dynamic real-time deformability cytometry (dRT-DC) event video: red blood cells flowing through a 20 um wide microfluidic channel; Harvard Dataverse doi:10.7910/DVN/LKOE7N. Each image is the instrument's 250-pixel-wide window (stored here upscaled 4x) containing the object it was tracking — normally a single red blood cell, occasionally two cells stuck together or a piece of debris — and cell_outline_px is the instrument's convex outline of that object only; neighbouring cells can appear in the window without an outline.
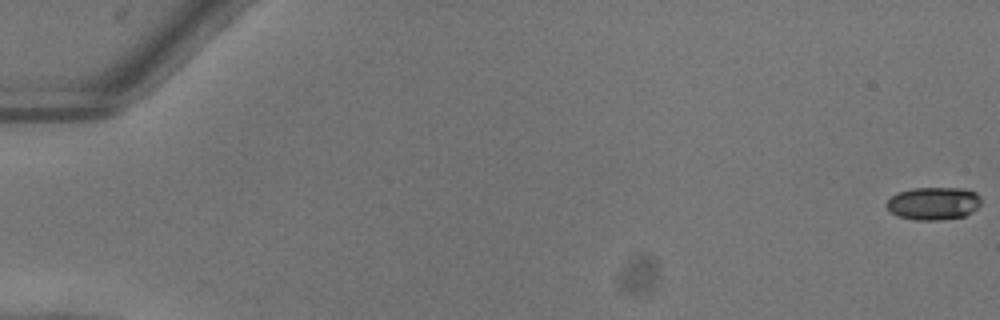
{"species": "common noctule bat (a hibernating species)", "species_latin": "Nyctalus noctula", "temperature_condition": "warm", "stored_images_in_passage": 53, "camera_frame_rate_fps": 3000, "um_per_image_px": 0.085, "animal": {"sex": "female"}, "frame": {"image": 1, "passage_image": 1, "time_ms": 0.0, "image_size_px": [1000, 320], "cell_outline_px": [[980, 204], [972, 212], [964, 216], [940, 220], [916, 220], [900, 216], [892, 212], [884, 204], [896, 192], [912, 188], [964, 188], [976, 192], [980, 196]], "centroid_in_image_um": [79.35, 17.28], "position_along_channel_um": 5.7, "area_um2": 18.09}}
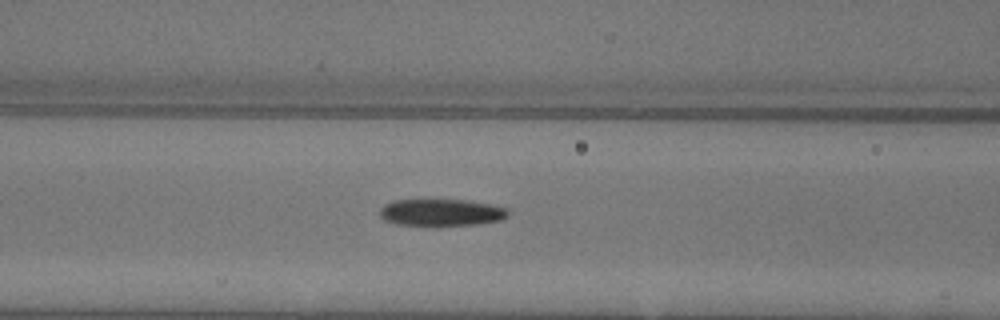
{"frame": {"image": 2, "passage_image": 24, "time_ms": 7.667, "image_size_px": [1000, 320], "cell_outline_px": [[508, 216], [500, 220], [476, 224], [396, 224], [384, 220], [380, 216], [380, 208], [384, 204], [392, 200], [468, 200], [492, 204], [504, 208], [508, 212]], "centroid_in_image_um": [37.48, 18.03], "position_along_channel_um": 129.1, "area_um2": 19.71}}
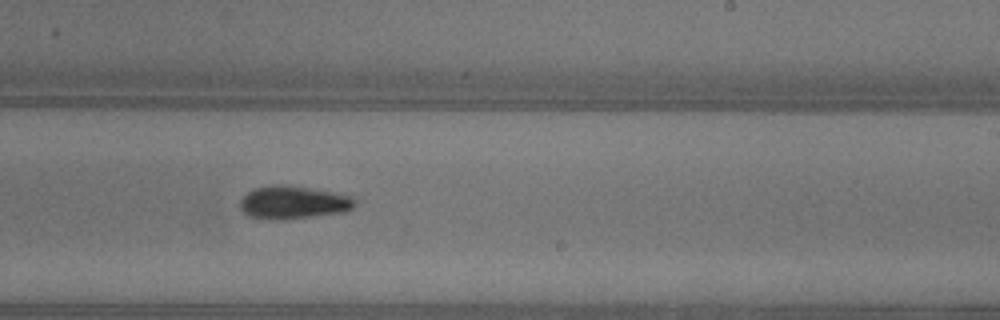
{"frame": {"image": 3, "passage_image": 34, "time_ms": 11.0, "image_size_px": [1000, 320], "cell_outline_px": [[356, 204], [352, 208], [344, 212], [272, 220], [248, 216], [240, 208], [240, 200], [248, 192], [256, 188], [272, 184], [288, 184], [312, 188], [352, 196], [356, 200]], "centroid_in_image_um": [24.92, 17.18], "position_along_channel_um": 264.1, "area_um2": 21.96}, "authors_computed_cell_mechanics": {"area_um2": 19.7098, "velocity_mm_per_s": 4.0575, "shape_relaxation_time_tau1_ms": 4.3083, "shape_relaxation_time_tau2_ms": 6.7371, "deformation_change_tau1": 0.1614, "deformation_change_tau2": 0.1535}}